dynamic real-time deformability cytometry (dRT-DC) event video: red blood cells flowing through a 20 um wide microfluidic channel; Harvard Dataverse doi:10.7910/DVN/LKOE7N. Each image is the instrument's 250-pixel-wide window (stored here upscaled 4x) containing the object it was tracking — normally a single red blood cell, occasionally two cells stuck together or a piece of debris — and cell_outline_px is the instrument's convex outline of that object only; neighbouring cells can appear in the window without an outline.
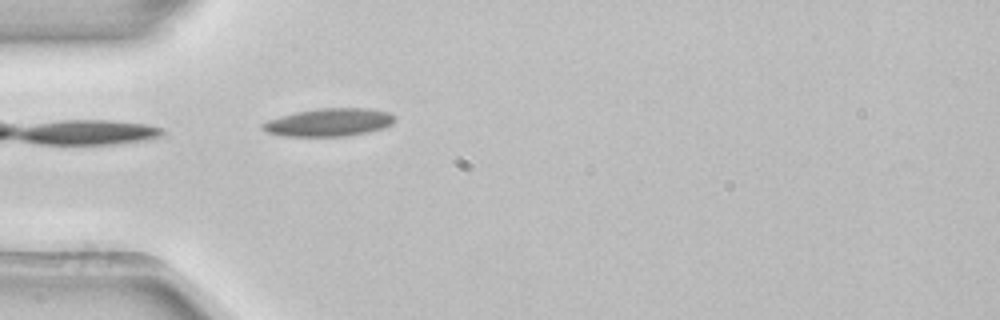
{"species": "common noctule bat (a hibernating species)", "species_latin": "Nyctalus noctula", "temperature_condition": "room temperature", "stored_images_in_passage": 3, "camera_frame_rate_fps": 3000, "um_per_image_px": 0.085, "animal": {"sex": "female", "body_mass_g": 22.7, "forearm_length_mm": 54.2}, "frame": {"image": 1, "passage_image": 3, "time_ms": 0.667, "image_size_px": [1000, 320], "cell_outline_px": [[396, 120], [392, 124], [384, 128], [368, 132], [348, 136], [284, 136], [268, 132], [260, 128], [260, 124], [268, 120], [280, 116], [296, 112], [316, 108], [368, 108], [388, 112], [396, 116]], "centroid_in_image_um": [27.99, 10.39], "position_along_channel_um": 57.0, "area_um2": 21.68}}